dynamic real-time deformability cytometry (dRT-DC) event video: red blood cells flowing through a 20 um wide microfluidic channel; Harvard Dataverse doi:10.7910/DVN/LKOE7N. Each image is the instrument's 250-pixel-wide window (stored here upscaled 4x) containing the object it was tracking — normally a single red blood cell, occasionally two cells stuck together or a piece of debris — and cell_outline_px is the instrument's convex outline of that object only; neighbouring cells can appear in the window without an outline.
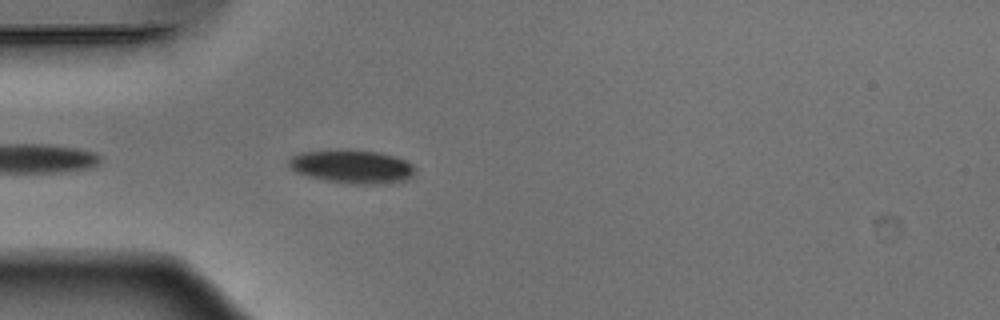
{"species": "Egyptian fruit bat (a non-hibernating species)", "species_latin": "Rousettus aegyptiacus", "temperature_condition": "warm", "stored_images_in_passage": 14, "camera_frame_rate_fps": 3000, "um_per_image_px": 0.085, "animal": {"sex": "male"}, "frame": {"image": 1, "passage_image": 3, "time_ms": 0.667, "image_size_px": [1000, 320], "cell_outline_px": [[416, 168], [412, 176], [404, 180], [392, 184], [344, 184], [324, 180], [308, 176], [296, 172], [288, 168], [288, 160], [292, 156], [300, 152], [376, 152], [392, 156], [404, 160], [412, 164]], "centroid_in_image_um": [29.93, 14.22], "position_along_channel_um": 55.1, "area_um2": 24.04}}
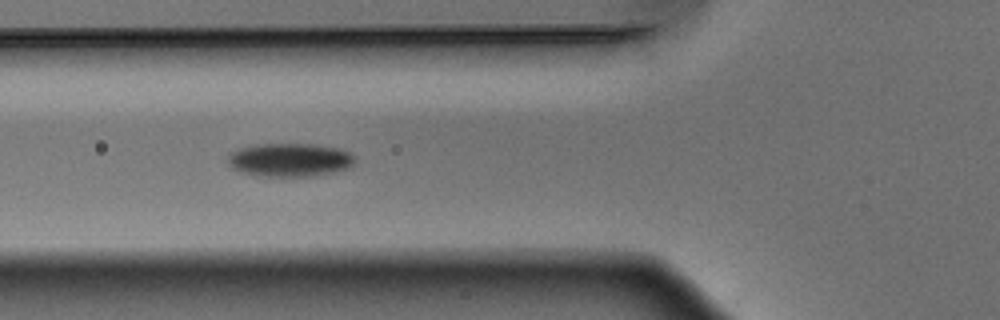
{"frame": {"image": 2, "passage_image": 7, "time_ms": 2.0, "image_size_px": [1000, 320], "cell_outline_px": [[356, 160], [352, 168], [316, 176], [268, 176], [240, 172], [232, 168], [228, 164], [228, 156], [232, 152], [240, 148], [260, 144], [316, 144], [340, 148], [356, 156]], "centroid_in_image_um": [24.71, 13.59], "position_along_channel_um": 101.1, "area_um2": 24.97}}